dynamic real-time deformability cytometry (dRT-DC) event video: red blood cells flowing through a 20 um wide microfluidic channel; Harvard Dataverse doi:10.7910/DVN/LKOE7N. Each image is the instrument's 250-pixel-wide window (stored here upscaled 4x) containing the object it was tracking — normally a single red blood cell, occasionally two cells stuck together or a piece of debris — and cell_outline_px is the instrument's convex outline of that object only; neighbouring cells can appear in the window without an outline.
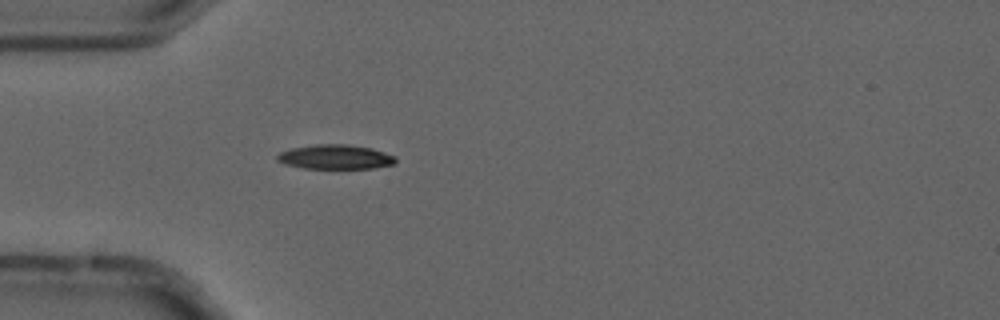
{"species": "common noctule bat (a hibernating species)", "species_latin": "Nyctalus noctula", "temperature_condition": "cold", "stored_images_in_passage": 4, "camera_frame_rate_fps": 3000, "um_per_image_px": 0.085, "animal": {"sex": "male", "forearm_length_mm": 52.5}, "frame": {"image": 1, "passage_image": 4, "time_ms": 1.0, "image_size_px": [1000, 320], "cell_outline_px": [[396, 164], [372, 168], [304, 168], [284, 164], [276, 160], [276, 156], [280, 152], [292, 148], [316, 144], [348, 144], [372, 148], [396, 156]], "centroid_in_image_um": [28.52, 13.33], "position_along_channel_um": 56.5, "area_um2": 16.94}}